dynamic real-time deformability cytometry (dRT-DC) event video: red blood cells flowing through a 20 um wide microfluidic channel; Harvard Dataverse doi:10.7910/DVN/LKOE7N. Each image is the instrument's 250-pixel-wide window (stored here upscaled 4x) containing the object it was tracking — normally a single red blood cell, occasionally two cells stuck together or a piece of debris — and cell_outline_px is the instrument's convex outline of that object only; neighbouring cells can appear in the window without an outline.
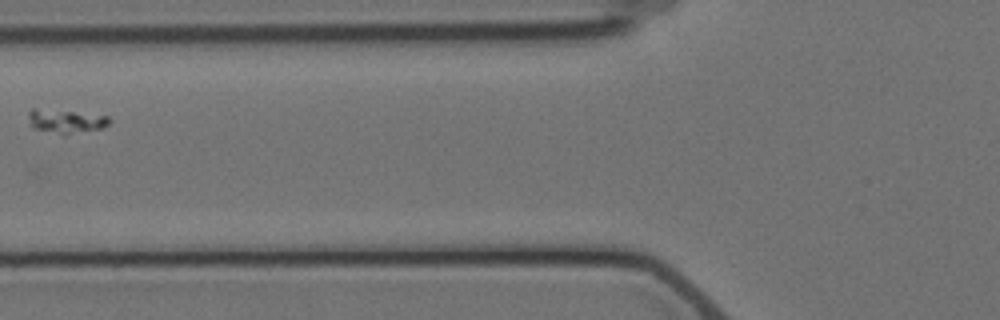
{"species": "Egyptian fruit bat (a non-hibernating species)", "species_latin": "Rousettus aegyptiacus", "temperature_condition": "cold", "stored_images_in_passage": 8, "camera_frame_rate_fps": 3000, "um_per_image_px": 0.085, "animal": {"sex": "female"}, "frame": {"image": 1, "passage_image": 4, "time_ms": 3.667, "image_size_px": [1000, 320], "cell_outline_px": [[112, 120], [104, 128], [64, 136], [32, 128], [28, 116], [28, 112], [32, 108], [36, 108], [108, 116]], "centroid_in_image_um": [5.6, 10.33], "position_along_channel_um": 120.2, "area_um2": 11.39}}
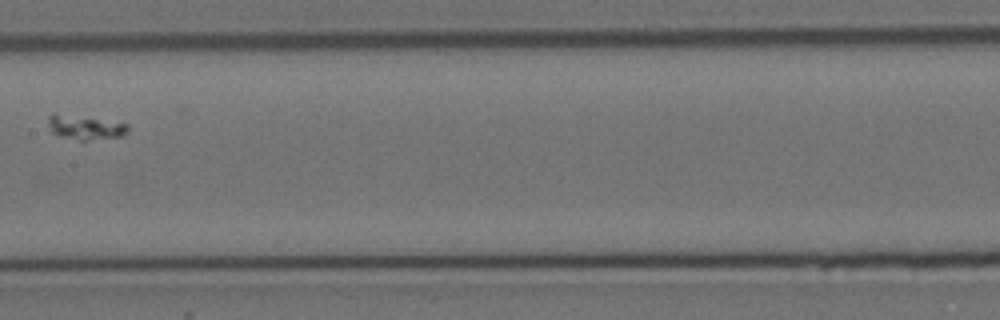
{"frame": {"image": 2, "passage_image": 6, "time_ms": 6.0, "image_size_px": [1000, 320], "cell_outline_px": [[128, 132], [120, 136], [88, 140], [80, 140], [60, 136], [52, 132], [48, 124], [48, 116], [56, 116], [96, 120], [128, 124]], "centroid_in_image_um": [7.27, 10.9], "position_along_channel_um": 200.1, "area_um2": 10.12}}
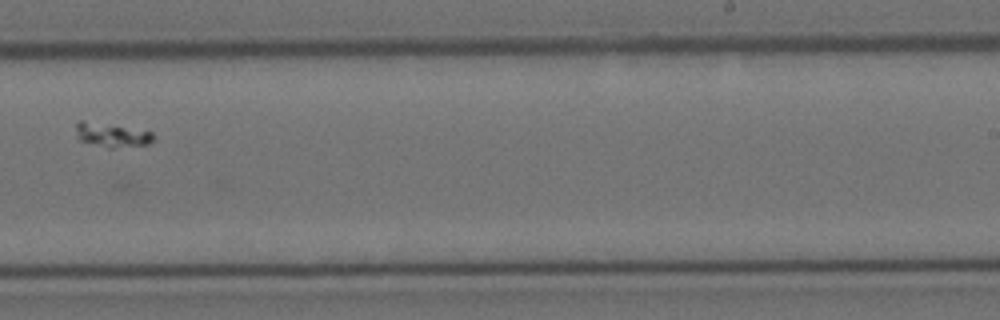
{"frame": {"image": 3, "passage_image": 8, "time_ms": 8.333, "image_size_px": [1000, 320], "cell_outline_px": [[152, 140], [148, 144], [112, 148], [108, 148], [80, 140], [76, 136], [76, 124], [80, 120], [84, 120], [152, 132]], "centroid_in_image_um": [9.45, 11.47], "position_along_channel_um": 279.6, "area_um2": 10.58}}